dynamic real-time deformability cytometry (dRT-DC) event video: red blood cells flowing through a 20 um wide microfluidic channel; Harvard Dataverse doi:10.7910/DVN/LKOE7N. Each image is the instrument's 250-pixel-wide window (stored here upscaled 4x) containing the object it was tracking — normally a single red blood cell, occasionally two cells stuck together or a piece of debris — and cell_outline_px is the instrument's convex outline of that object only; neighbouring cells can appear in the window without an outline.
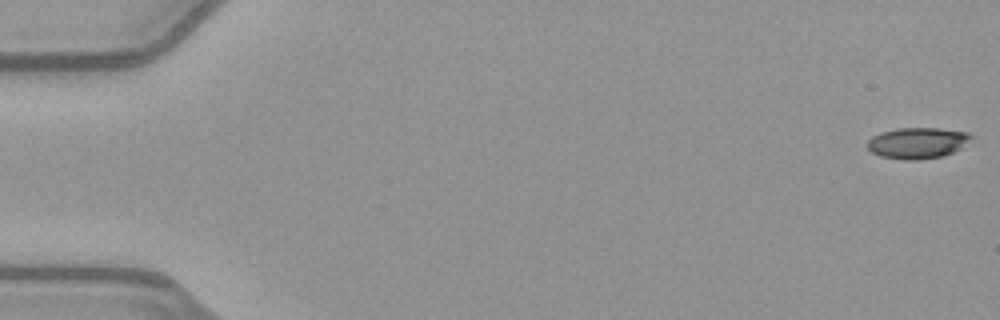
{"species": "common noctule bat (a hibernating species)", "species_latin": "Nyctalus noctula", "temperature_condition": "warm", "stored_images_in_passage": 52, "camera_frame_rate_fps": 3000, "um_per_image_px": 0.085, "animal": {"sex": "female", "body_mass_g": 21.9}, "frame": {"image": 1, "passage_image": 1, "time_ms": 0.0, "image_size_px": [1000, 320], "cell_outline_px": [[972, 136], [960, 148], [952, 152], [940, 156], [916, 160], [904, 160], [880, 156], [872, 152], [864, 144], [872, 136], [880, 132], [896, 128], [936, 128], [968, 132]], "centroid_in_image_um": [77.9, 12.14], "position_along_channel_um": 7.1, "area_um2": 18.67}}
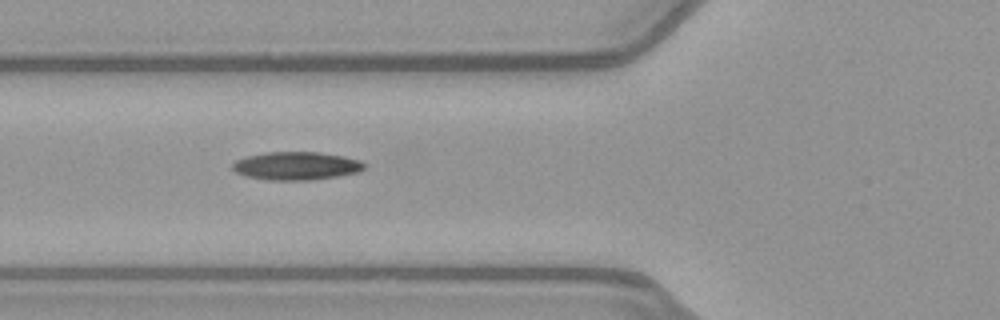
{"frame": {"image": 2, "passage_image": 20, "time_ms": 6.333, "image_size_px": [1000, 320], "cell_outline_px": [[368, 164], [360, 172], [312, 180], [268, 180], [248, 176], [236, 172], [232, 168], [232, 164], [236, 160], [244, 156], [268, 152], [320, 152], [344, 156], [360, 160]], "centroid_in_image_um": [25.22, 14.09], "position_along_channel_um": 100.6, "area_um2": 21.73}}
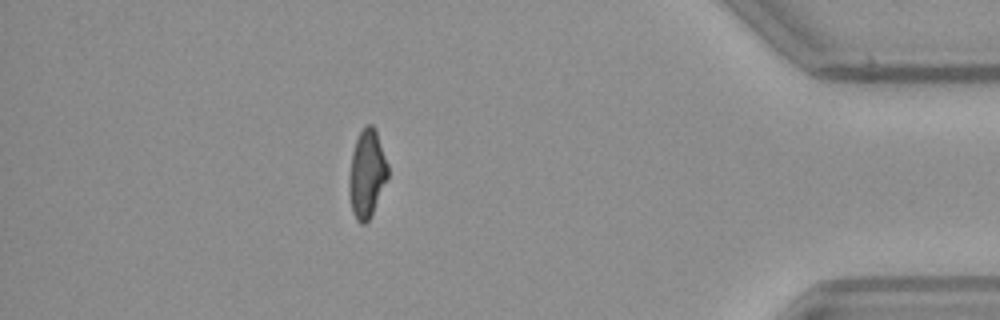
{"frame": {"image": 3, "passage_image": 46, "time_ms": 15.0, "image_size_px": [1000, 320], "cell_outline_px": [[388, 176], [372, 212], [368, 220], [364, 224], [360, 224], [356, 220], [352, 212], [348, 188], [348, 180], [352, 152], [356, 140], [364, 124], [372, 124], [376, 128], [388, 164]], "centroid_in_image_um": [31.17, 14.72], "position_along_channel_um": 404.0, "area_um2": 19.88}, "authors_computed_cell_mechanics": {"area_um2": 20.4034, "velocity_mm_per_s": 4.0097, "shape_relaxation_time_tau1_ms": 8.076, "shape_relaxation_time_tau2_ms": 4.1738, "deformation_change_tau1": 0.2568, "deformation_change_tau2": 0.1312}}